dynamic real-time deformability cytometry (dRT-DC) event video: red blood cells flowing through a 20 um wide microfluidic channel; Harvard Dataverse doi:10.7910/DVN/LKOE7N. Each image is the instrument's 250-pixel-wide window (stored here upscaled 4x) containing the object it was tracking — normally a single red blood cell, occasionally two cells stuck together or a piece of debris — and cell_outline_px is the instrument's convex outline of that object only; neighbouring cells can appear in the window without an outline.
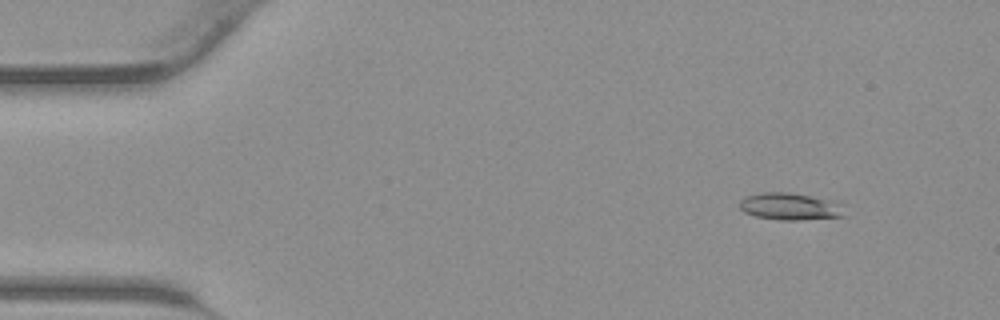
{"species": "common noctule bat (a hibernating species)", "species_latin": "Nyctalus noctula", "temperature_condition": "warm", "stored_images_in_passage": 43, "camera_frame_rate_fps": 3000, "um_per_image_px": 0.085, "animal": {"sex": "male", "body_mass_g": 23.1, "forearm_length_mm": 52.7}, "frame": {"image": 1, "passage_image": 5, "time_ms": 1.333, "image_size_px": [1000, 320], "cell_outline_px": [[848, 204], [844, 216], [800, 220], [780, 220], [756, 216], [744, 212], [740, 208], [740, 200], [744, 196], [756, 192], [788, 192], [836, 200]], "centroid_in_image_um": [67.24, 17.53], "position_along_channel_um": 17.8, "area_um2": 17.17}}
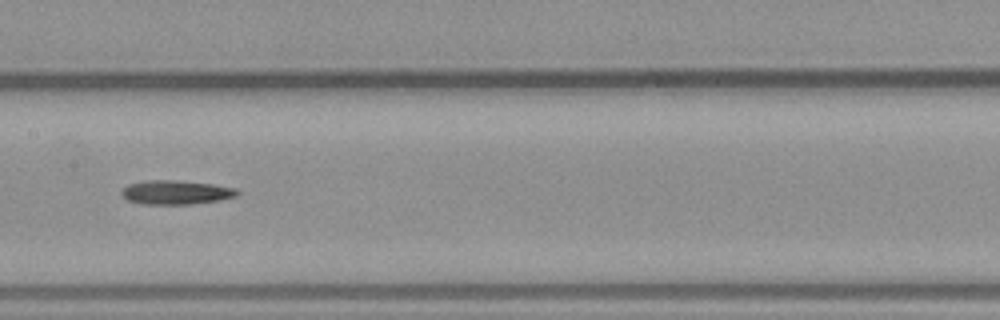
{"frame": {"image": 2, "passage_image": 22, "time_ms": 7.0, "image_size_px": [1000, 320], "cell_outline_px": [[240, 192], [236, 196], [220, 200], [188, 204], [140, 204], [128, 200], [120, 192], [128, 184], [144, 180], [180, 180], [212, 184], [236, 188]], "centroid_in_image_um": [14.95, 16.34], "position_along_channel_um": 192.4, "area_um2": 16.24}}
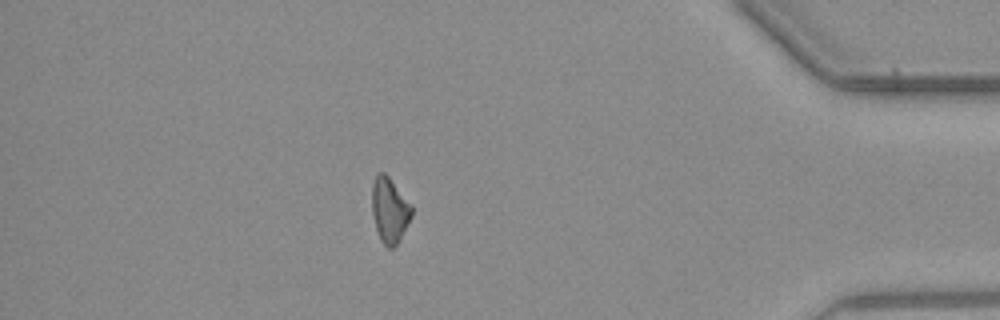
{"frame": {"image": 3, "passage_image": 38, "time_ms": 12.333, "image_size_px": [1000, 320], "cell_outline_px": [[412, 216], [400, 240], [392, 248], [388, 248], [380, 240], [376, 228], [372, 212], [372, 184], [376, 176], [380, 172], [384, 172], [388, 176], [412, 204]], "centroid_in_image_um": [33.13, 17.86], "position_along_channel_um": 402.1, "area_um2": 15.09}}